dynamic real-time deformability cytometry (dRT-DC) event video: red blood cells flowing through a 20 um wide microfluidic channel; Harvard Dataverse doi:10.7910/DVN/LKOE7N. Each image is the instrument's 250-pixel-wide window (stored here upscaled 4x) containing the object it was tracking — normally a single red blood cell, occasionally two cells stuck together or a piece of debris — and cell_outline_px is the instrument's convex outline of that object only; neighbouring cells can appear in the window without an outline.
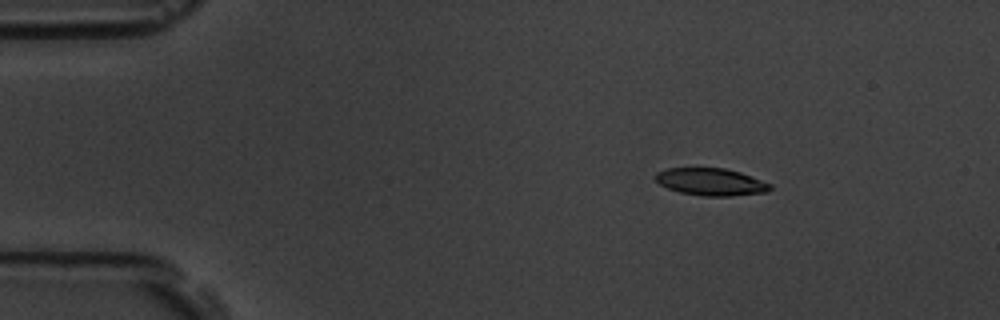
{"species": "common noctule bat (a hibernating species)", "species_latin": "Nyctalus noctula", "temperature_condition": "room temperature", "stored_images_in_passage": 4, "camera_frame_rate_fps": 3000, "um_per_image_px": 0.085, "animal": {"sex": "male", "body_mass_g": 19.5, "forearm_length_mm": 54.6}, "frame": {"image": 1, "passage_image": 2, "time_ms": 1.0, "image_size_px": [1000, 320], "cell_outline_px": [[772, 188], [768, 192], [732, 196], [704, 196], [680, 192], [668, 188], [660, 184], [656, 180], [656, 172], [664, 168], [724, 168], [740, 172], [772, 184]], "centroid_in_image_um": [60.45, 15.46], "position_along_channel_um": 24.6, "area_um2": 18.26}}